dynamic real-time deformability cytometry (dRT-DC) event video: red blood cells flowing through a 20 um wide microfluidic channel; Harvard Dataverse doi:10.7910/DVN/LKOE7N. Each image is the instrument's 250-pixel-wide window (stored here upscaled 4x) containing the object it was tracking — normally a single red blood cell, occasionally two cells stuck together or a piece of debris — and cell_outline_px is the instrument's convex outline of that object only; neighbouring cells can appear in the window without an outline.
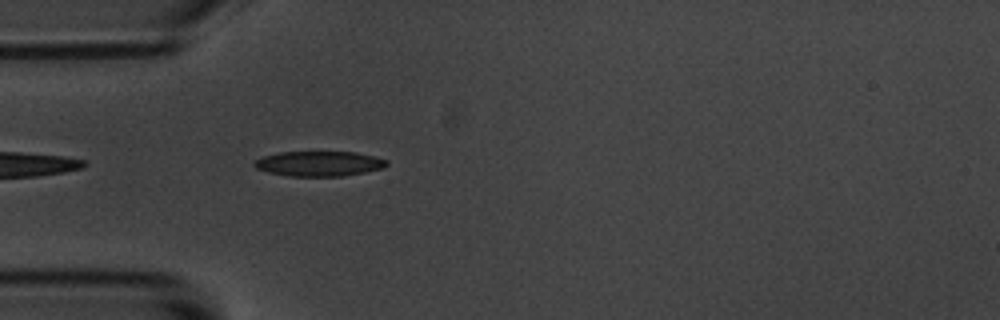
{"species": "common noctule bat (a hibernating species)", "species_latin": "Nyctalus noctula", "temperature_condition": "room temperature", "stored_images_in_passage": 4, "camera_frame_rate_fps": 3000, "um_per_image_px": 0.085, "animal": {"sex": "male", "body_mass_g": 20.1, "forearm_length_mm": 53.5}, "frame": {"image": 1, "passage_image": 4, "time_ms": 3.333, "image_size_px": [1000, 320], "cell_outline_px": [[388, 164], [384, 168], [344, 176], [288, 176], [268, 172], [256, 168], [252, 164], [256, 160], [264, 156], [280, 152], [356, 152], [388, 160]], "centroid_in_image_um": [27.13, 13.91], "position_along_channel_um": 57.9, "area_um2": 19.25}}